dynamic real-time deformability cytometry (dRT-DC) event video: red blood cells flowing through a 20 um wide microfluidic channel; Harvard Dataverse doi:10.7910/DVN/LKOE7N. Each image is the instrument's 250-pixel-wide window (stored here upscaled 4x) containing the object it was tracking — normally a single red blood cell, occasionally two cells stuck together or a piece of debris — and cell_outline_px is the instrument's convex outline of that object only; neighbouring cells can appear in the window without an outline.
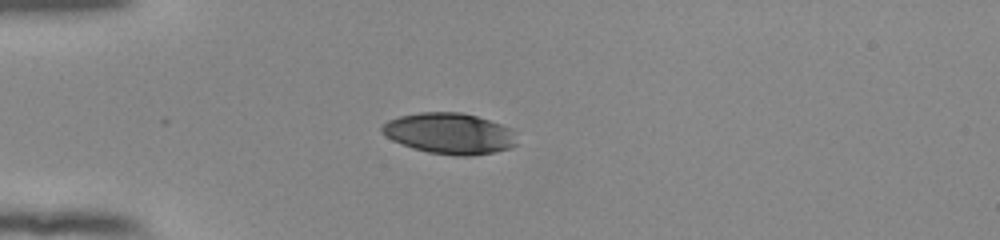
{"species": "human", "species_latin": "Homo sapiens", "temperature_condition": "room temperature", "stored_images_in_passage": 40, "camera_frame_rate_fps": 3000, "um_per_image_px": 0.085, "donor": {"sex": "female"}, "frame": {"image": 1, "passage_image": 1, "time_ms": 0.0, "image_size_px": [1000, 240], "cell_outline_px": [[516, 144], [512, 148], [472, 156], [456, 156], [428, 152], [412, 148], [392, 140], [380, 132], [380, 128], [388, 120], [400, 116], [420, 112], [460, 112], [476, 116], [512, 128]], "centroid_in_image_um": [38.19, 11.35], "position_along_channel_um": 46.8, "area_um2": 32.19}}
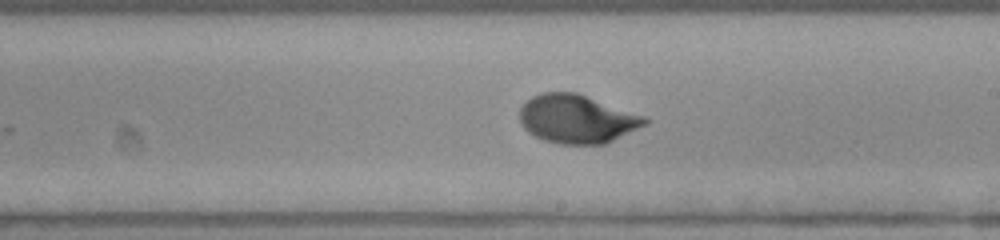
{"frame": {"image": 2, "passage_image": 18, "time_ms": 5.667, "image_size_px": [1000, 240], "cell_outline_px": [[648, 124], [604, 144], [560, 144], [544, 140], [528, 132], [524, 128], [520, 120], [520, 108], [532, 96], [540, 92], [576, 92], [644, 116], [648, 120]], "centroid_in_image_um": [49.03, 10.11], "position_along_channel_um": 240.0, "area_um2": 35.14}}
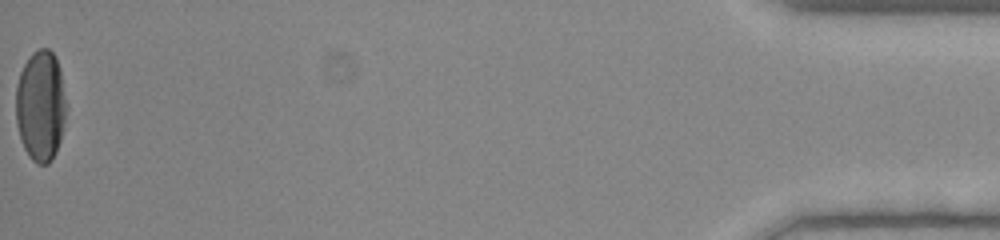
{"frame": {"image": 3, "passage_image": 40, "time_ms": 13.0, "image_size_px": [1000, 240], "cell_outline_px": [[68, 108], [64, 128], [56, 152], [52, 160], [48, 164], [36, 164], [28, 156], [20, 140], [16, 124], [16, 84], [20, 72], [24, 64], [32, 52], [40, 48], [48, 48], [56, 56], [60, 68]], "centroid_in_image_um": [3.47, 9.0], "position_along_channel_um": 431.7, "area_um2": 33.41}, "authors_computed_cell_mechanics": {"area_um2": 34.5066, "velocity_mm_per_s": 3.8451, "shape_relaxation_time_tau1_ms": null, "shape_relaxation_time_tau2_ms": 0.7224, "deformation_change_tau1": null, "deformation_change_tau2": 0.0415}}